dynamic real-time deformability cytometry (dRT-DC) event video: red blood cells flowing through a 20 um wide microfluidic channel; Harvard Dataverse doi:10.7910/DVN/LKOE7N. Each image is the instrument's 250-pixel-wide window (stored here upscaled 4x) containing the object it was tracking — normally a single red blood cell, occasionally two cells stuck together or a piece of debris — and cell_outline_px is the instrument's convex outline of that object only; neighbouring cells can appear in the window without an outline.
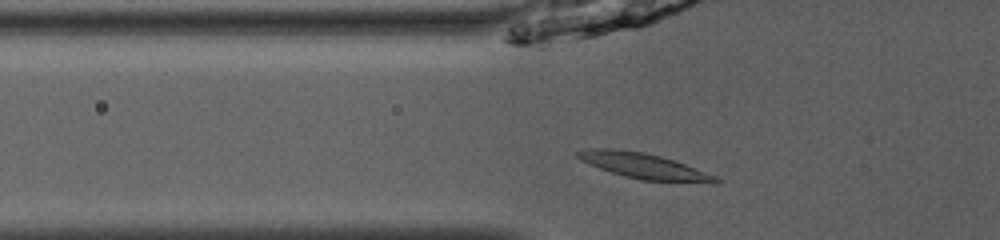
{"species": "common noctule bat (a hibernating species)", "species_latin": "Nyctalus noctula", "temperature_condition": "room temperature", "stored_images_in_passage": 34, "camera_frame_rate_fps": 3000, "um_per_image_px": 0.085, "animal": {"sex": "male", "body_mass_g": 13.0, "forearm_length_mm": 53.1}, "frame": {"image": 1, "passage_image": 2, "time_ms": 0.333, "image_size_px": [1000, 240], "cell_outline_px": [[724, 180], [720, 184], [712, 184], [644, 180], [624, 176], [600, 168], [580, 160], [576, 156], [576, 152], [592, 148], [612, 148], [644, 152], [660, 156], [684, 164], [716, 176]], "centroid_in_image_um": [54.82, 14.13], "position_along_channel_um": 71.0, "area_um2": 20.58}}
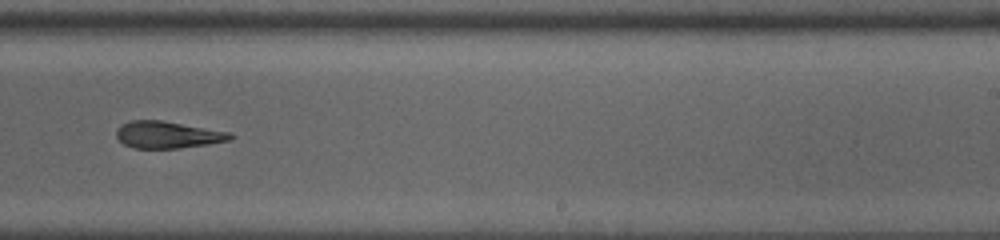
{"frame": {"image": 2, "passage_image": 17, "time_ms": 5.333, "image_size_px": [1000, 240], "cell_outline_px": [[236, 136], [232, 140], [208, 144], [180, 148], [136, 148], [124, 144], [116, 136], [116, 132], [120, 124], [132, 120], [160, 120], [232, 132]], "centroid_in_image_um": [14.3, 11.45], "position_along_channel_um": 274.7, "area_um2": 17.98}}
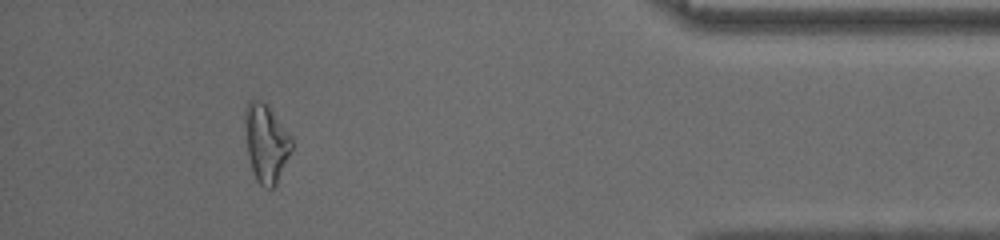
{"frame": {"image": 3, "passage_image": 30, "time_ms": 9.667, "image_size_px": [1000, 240], "cell_outline_px": [[292, 148], [276, 184], [272, 188], [264, 188], [256, 180], [252, 168], [248, 152], [244, 120], [244, 112], [248, 100], [260, 100], [268, 104], [292, 136]], "centroid_in_image_um": [22.62, 12.11], "position_along_channel_um": 412.6, "area_um2": 21.21}, "authors_computed_cell_mechanics": {"area_um2": 18.9295, "velocity_mm_per_s": 4.0789, "shape_relaxation_time_tau1_ms": null, "shape_relaxation_time_tau2_ms": 2.3684, "deformation_change_tau1": null, "deformation_change_tau2": 0.1116}}